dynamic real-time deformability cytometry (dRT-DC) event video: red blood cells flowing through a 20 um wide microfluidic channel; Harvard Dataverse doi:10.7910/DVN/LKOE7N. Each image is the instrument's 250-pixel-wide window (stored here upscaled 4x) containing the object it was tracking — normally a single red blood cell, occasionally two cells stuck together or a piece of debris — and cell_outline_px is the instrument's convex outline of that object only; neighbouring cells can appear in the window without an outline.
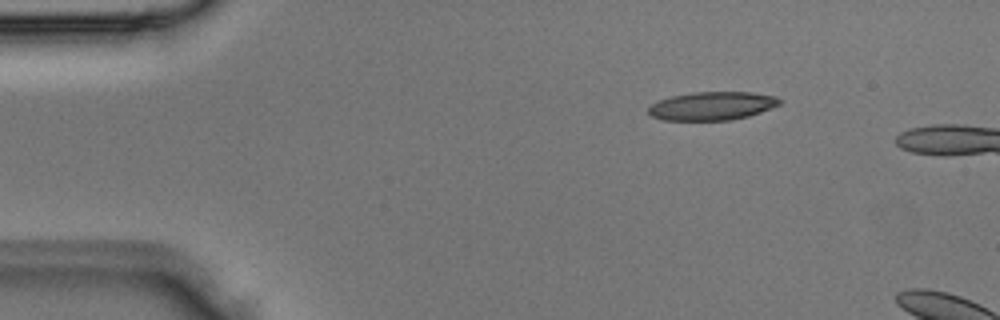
{"species": "Egyptian fruit bat (a non-hibernating species)", "species_latin": "Rousettus aegyptiacus", "temperature_condition": "room temperature", "stored_images_in_passage": 3, "camera_frame_rate_fps": 3000, "um_per_image_px": 0.085, "animal": {"sex": "male"}, "frame": {"image": 1, "passage_image": 1, "time_ms": 0.0, "image_size_px": [1000, 320], "cell_outline_px": [[784, 100], [780, 104], [760, 112], [748, 116], [732, 120], [660, 120], [652, 116], [648, 112], [648, 108], [652, 104], [660, 100], [672, 96], [692, 92], [752, 92], [776, 96]], "centroid_in_image_um": [60.55, 9.0], "position_along_channel_um": 24.5, "area_um2": 21.73}}